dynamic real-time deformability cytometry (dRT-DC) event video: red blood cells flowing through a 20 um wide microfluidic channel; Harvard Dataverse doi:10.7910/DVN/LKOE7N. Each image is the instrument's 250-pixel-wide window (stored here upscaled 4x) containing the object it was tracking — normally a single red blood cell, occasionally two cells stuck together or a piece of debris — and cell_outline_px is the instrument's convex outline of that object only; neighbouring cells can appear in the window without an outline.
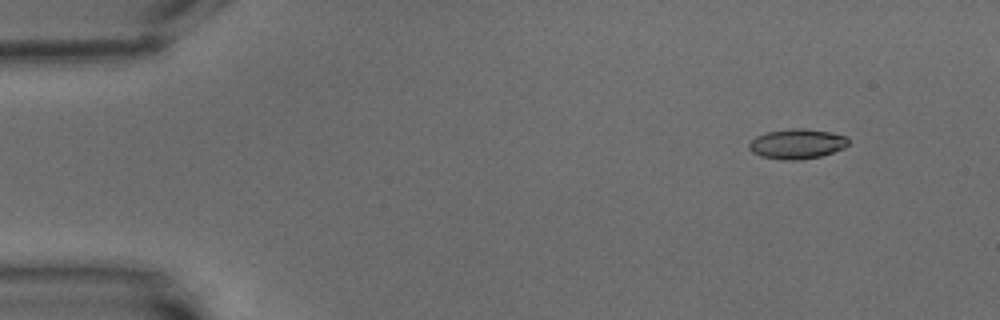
{"species": "common noctule bat (a hibernating species)", "species_latin": "Nyctalus noctula", "temperature_condition": "warm", "stored_images_in_passage": 6, "camera_frame_rate_fps": 3000, "um_per_image_px": 0.085, "animal": {"sex": "male", "body_mass_g": 15.6}, "frame": {"image": 1, "passage_image": 2, "time_ms": 1.0, "image_size_px": [1000, 320], "cell_outline_px": [[848, 144], [844, 148], [820, 156], [800, 160], [784, 160], [760, 156], [752, 152], [748, 148], [748, 144], [756, 136], [768, 132], [792, 128], [804, 128], [828, 132], [848, 136]], "centroid_in_image_um": [67.74, 12.23], "position_along_channel_um": 17.3, "area_um2": 17.28}}
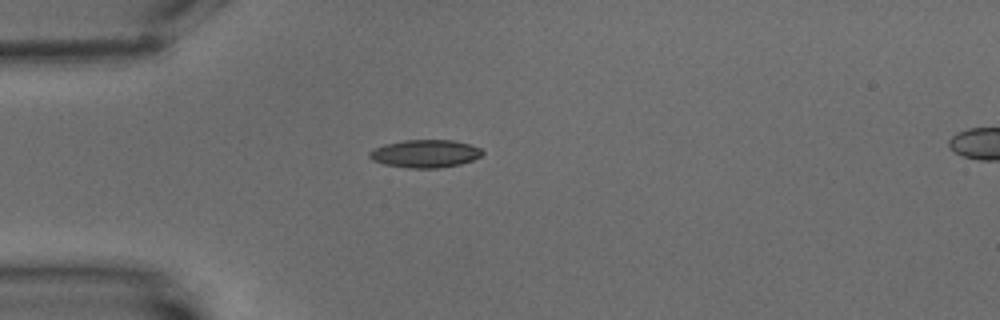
{"frame": {"image": 2, "passage_image": 5, "time_ms": 4.667, "image_size_px": [1000, 320], "cell_outline_px": [[484, 152], [480, 156], [472, 160], [460, 164], [440, 168], [408, 168], [384, 164], [372, 160], [368, 156], [368, 152], [372, 148], [384, 144], [404, 140], [452, 140], [468, 144], [480, 148]], "centroid_in_image_um": [36.09, 13.06], "position_along_channel_um": 48.9, "area_um2": 18.38}}